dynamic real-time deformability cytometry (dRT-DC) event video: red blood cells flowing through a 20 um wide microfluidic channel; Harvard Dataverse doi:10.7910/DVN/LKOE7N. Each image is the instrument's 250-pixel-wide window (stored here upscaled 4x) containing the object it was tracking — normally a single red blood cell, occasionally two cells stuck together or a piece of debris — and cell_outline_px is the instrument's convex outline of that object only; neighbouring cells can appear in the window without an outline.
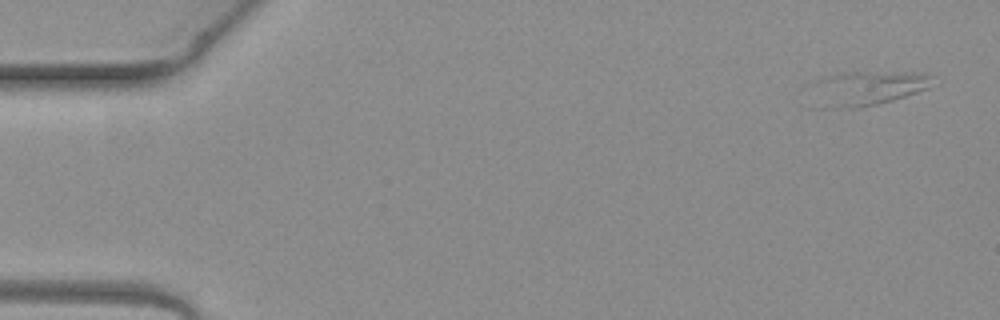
{"species": "common noctule bat (a hibernating species)", "species_latin": "Nyctalus noctula", "temperature_condition": "warm", "stored_images_in_passage": 5, "camera_frame_rate_fps": 3000, "um_per_image_px": 0.085, "animal": {"sex": "female", "body_mass_g": 19.3, "forearm_length_mm": 54.1}, "frame": {"image": 1, "passage_image": 1, "time_ms": 0.0, "image_size_px": [1000, 320], "cell_outline_px": [[944, 80], [940, 84], [892, 100], [860, 108], [808, 108], [800, 88], [804, 84], [812, 80], [824, 76], [840, 72], [924, 72]], "centroid_in_image_um": [73.43, 7.51], "position_along_channel_um": 11.6, "area_um2": 27.34}}
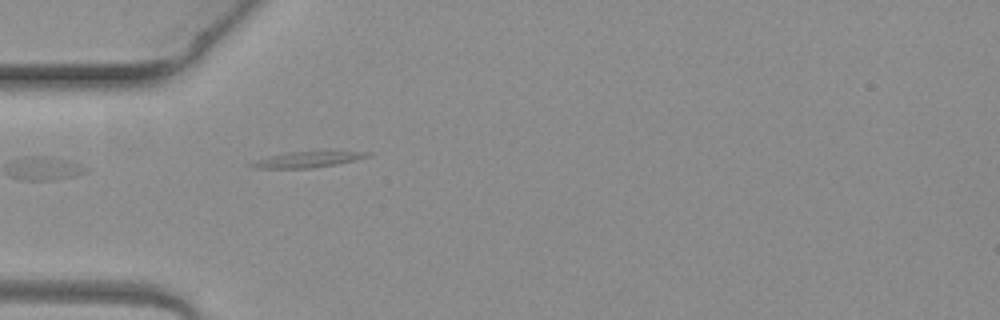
{"frame": {"image": 2, "passage_image": 5, "time_ms": 1.333, "image_size_px": [1000, 320], "cell_outline_px": [[372, 156], [356, 160], [336, 164], [312, 168], [256, 168], [248, 164], [268, 156], [288, 152], [372, 152]], "centroid_in_image_um": [26.17, 13.56], "position_along_channel_um": 58.8, "area_um2": 10.4}}